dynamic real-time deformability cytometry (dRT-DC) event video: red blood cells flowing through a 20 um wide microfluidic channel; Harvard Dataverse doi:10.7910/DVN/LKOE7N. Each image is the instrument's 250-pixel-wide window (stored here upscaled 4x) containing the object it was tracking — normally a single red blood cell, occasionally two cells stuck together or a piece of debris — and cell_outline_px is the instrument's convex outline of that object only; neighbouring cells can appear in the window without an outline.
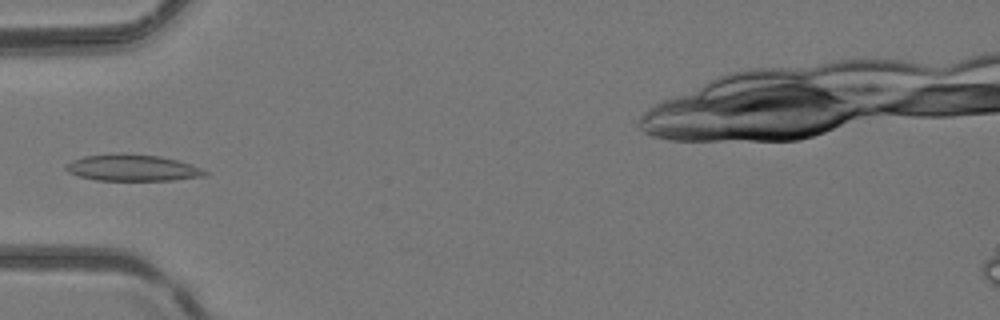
{"species": "common noctule bat (a hibernating species)", "species_latin": "Nyctalus noctula", "temperature_condition": "room temperature", "stored_images_in_passage": 4, "camera_frame_rate_fps": 3000, "um_per_image_px": 0.085, "animal": {"sex": "female", "body_mass_g": 24.6, "forearm_length_mm": 56.2}, "frame": {"image": 1, "passage_image": 3, "time_ms": 2.333, "image_size_px": [1000, 320], "cell_outline_px": [[208, 172], [204, 176], [172, 180], [96, 180], [80, 176], [68, 172], [64, 168], [72, 160], [84, 156], [124, 152], [160, 156], [176, 160], [200, 168]], "centroid_in_image_um": [11.22, 14.25], "position_along_channel_um": 73.8, "area_um2": 21.33}}
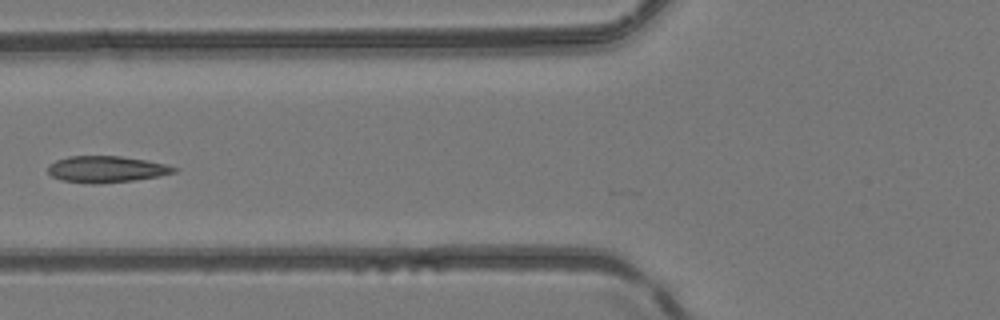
{"frame": {"image": 2, "passage_image": 4, "time_ms": 3.333, "image_size_px": [1000, 320], "cell_outline_px": [[180, 168], [176, 172], [160, 176], [132, 180], [96, 184], [92, 184], [60, 180], [52, 176], [48, 172], [48, 164], [56, 160], [68, 156], [120, 156], [148, 160]], "centroid_in_image_um": [9.04, 14.38], "position_along_channel_um": 116.8, "area_um2": 19.54}}